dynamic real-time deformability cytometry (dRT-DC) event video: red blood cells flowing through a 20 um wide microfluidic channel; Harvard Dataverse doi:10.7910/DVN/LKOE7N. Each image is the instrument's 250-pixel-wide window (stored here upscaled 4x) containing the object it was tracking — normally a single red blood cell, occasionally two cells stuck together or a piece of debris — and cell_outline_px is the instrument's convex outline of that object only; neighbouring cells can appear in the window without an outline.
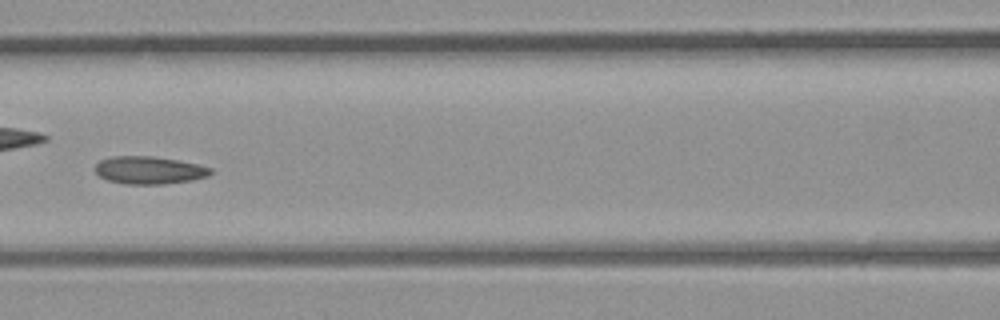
{"species": "common noctule bat (a hibernating species)", "species_latin": "Nyctalus noctula", "temperature_condition": "room temperature", "stored_images_in_passage": 41, "camera_frame_rate_fps": 3000, "um_per_image_px": 0.085, "animal": {"sex": "male", "body_mass_g": 23.1, "forearm_length_mm": 52.7}, "frame": {"image": 1, "passage_image": 18, "time_ms": 5.667, "image_size_px": [1000, 320], "cell_outline_px": [[212, 172], [208, 176], [192, 180], [164, 184], [124, 184], [108, 180], [100, 176], [92, 168], [100, 160], [112, 156], [152, 156], [176, 160], [196, 164], [212, 168]], "centroid_in_image_um": [12.64, 14.47], "position_along_channel_um": 154.0, "area_um2": 18.61}}
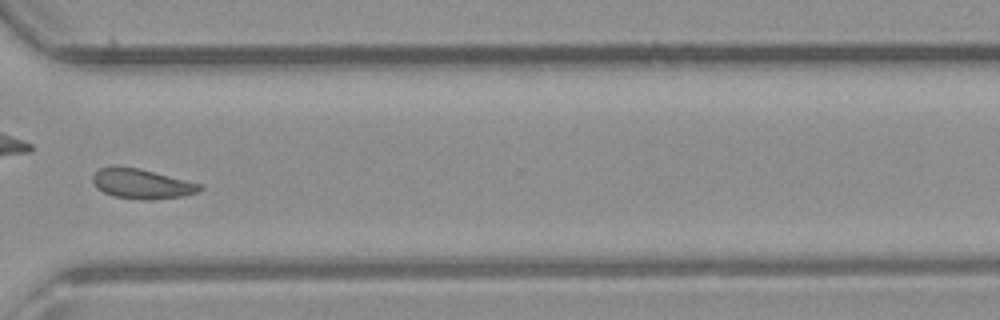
{"frame": {"image": 2, "passage_image": 30, "time_ms": 9.667, "image_size_px": [1000, 320], "cell_outline_px": [[204, 188], [196, 192], [184, 196], [144, 200], [112, 196], [96, 188], [92, 180], [92, 176], [100, 168], [112, 164], [116, 164], [140, 168], [204, 184]], "centroid_in_image_um": [12.04, 15.59], "position_along_channel_um": 358.6, "area_um2": 19.07}}